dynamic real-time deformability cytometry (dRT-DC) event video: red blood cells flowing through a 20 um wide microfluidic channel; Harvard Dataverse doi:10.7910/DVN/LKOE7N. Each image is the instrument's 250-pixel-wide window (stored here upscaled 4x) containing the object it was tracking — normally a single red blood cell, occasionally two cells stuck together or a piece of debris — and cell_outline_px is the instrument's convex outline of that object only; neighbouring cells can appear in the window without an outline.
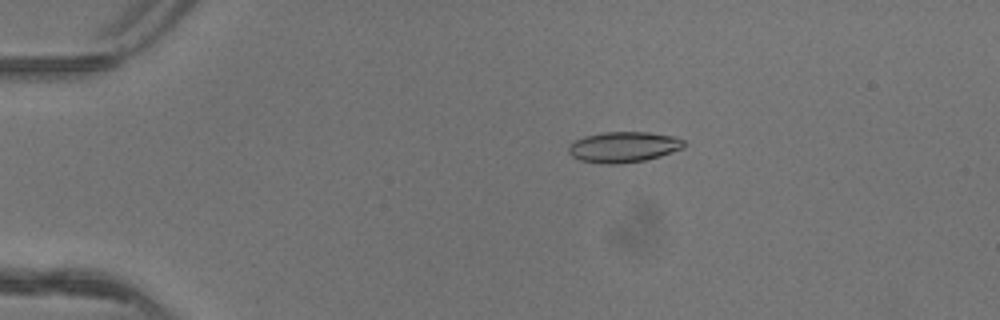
{"species": "common noctule bat (a hibernating species)", "species_latin": "Nyctalus noctula", "temperature_condition": "warm", "stored_images_in_passage": 3, "camera_frame_rate_fps": 3000, "um_per_image_px": 0.085, "animal": {"sex": "female"}, "frame": {"image": 1, "passage_image": 1, "time_ms": 0.0, "image_size_px": [1000, 320], "cell_outline_px": [[688, 144], [684, 148], [660, 156], [644, 160], [620, 164], [608, 164], [580, 160], [572, 156], [568, 152], [568, 144], [584, 136], [604, 132], [648, 132], [676, 136], [684, 140]], "centroid_in_image_um": [53.03, 12.49], "position_along_channel_um": 32.0, "area_um2": 20.81}}
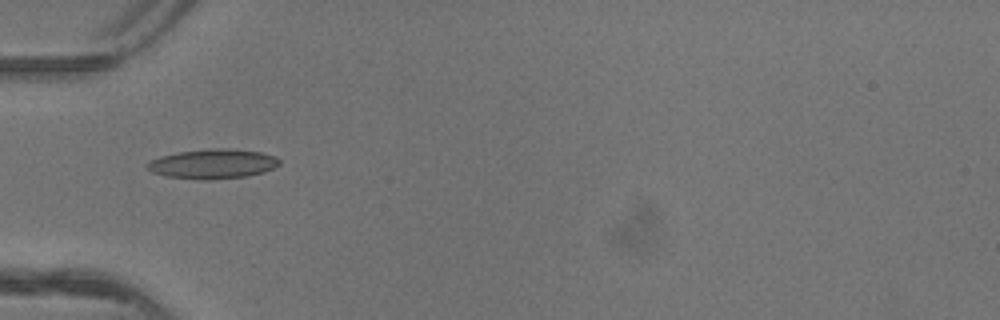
{"frame": {"image": 2, "passage_image": 3, "time_ms": 0.667, "image_size_px": [1000, 320], "cell_outline_px": [[280, 164], [264, 172], [248, 176], [208, 180], [204, 180], [164, 176], [152, 172], [144, 164], [160, 156], [180, 152], [208, 148], [236, 148], [260, 152], [276, 156], [280, 160]], "centroid_in_image_um": [18.11, 13.92], "position_along_channel_um": 66.9, "area_um2": 23.0}}